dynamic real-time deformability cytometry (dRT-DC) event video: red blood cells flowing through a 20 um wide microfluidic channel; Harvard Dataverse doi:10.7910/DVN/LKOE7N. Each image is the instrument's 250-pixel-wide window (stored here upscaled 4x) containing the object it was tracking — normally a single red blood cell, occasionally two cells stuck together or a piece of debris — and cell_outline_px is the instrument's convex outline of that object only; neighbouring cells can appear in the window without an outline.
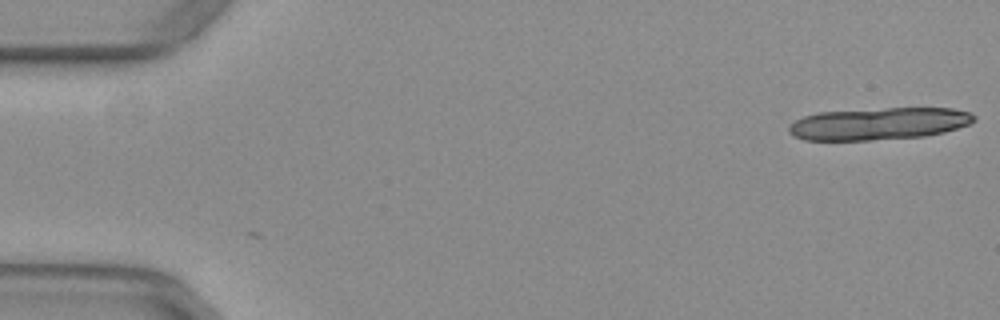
{"species": "common noctule bat (a hibernating species)", "species_latin": "Nyctalus noctula", "temperature_condition": "warm", "stored_images_in_passage": 4, "camera_frame_rate_fps": 3000, "um_per_image_px": 0.085, "animal": {"sex": "female", "body_mass_g": 29.2, "forearm_length_mm": 56.3}, "frame": {"image": 1, "passage_image": 4, "time_ms": 1.0, "image_size_px": [1000, 320], "cell_outline_px": [[976, 120], [968, 124], [944, 132], [924, 136], [872, 140], [804, 140], [788, 132], [788, 128], [796, 120], [804, 116], [816, 112], [888, 108], [952, 108], [968, 112], [976, 116]], "centroid_in_image_um": [74.7, 10.51], "position_along_channel_um": 10.3, "area_um2": 34.62}}